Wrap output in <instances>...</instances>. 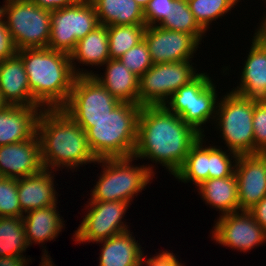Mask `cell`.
<instances>
[{
  "label": "cell",
  "mask_w": 266,
  "mask_h": 266,
  "mask_svg": "<svg viewBox=\"0 0 266 266\" xmlns=\"http://www.w3.org/2000/svg\"><path fill=\"white\" fill-rule=\"evenodd\" d=\"M202 135L163 105L142 106L133 158L149 159L173 176Z\"/></svg>",
  "instance_id": "cell-1"
},
{
  "label": "cell",
  "mask_w": 266,
  "mask_h": 266,
  "mask_svg": "<svg viewBox=\"0 0 266 266\" xmlns=\"http://www.w3.org/2000/svg\"><path fill=\"white\" fill-rule=\"evenodd\" d=\"M36 134L44 169H74L98 159L91 151L86 133L65 111L43 109L38 117ZM56 167V168H55Z\"/></svg>",
  "instance_id": "cell-2"
},
{
  "label": "cell",
  "mask_w": 266,
  "mask_h": 266,
  "mask_svg": "<svg viewBox=\"0 0 266 266\" xmlns=\"http://www.w3.org/2000/svg\"><path fill=\"white\" fill-rule=\"evenodd\" d=\"M17 54L23 60L33 99L43 109L62 108L77 77L70 55L47 47L21 49Z\"/></svg>",
  "instance_id": "cell-3"
},
{
  "label": "cell",
  "mask_w": 266,
  "mask_h": 266,
  "mask_svg": "<svg viewBox=\"0 0 266 266\" xmlns=\"http://www.w3.org/2000/svg\"><path fill=\"white\" fill-rule=\"evenodd\" d=\"M141 108L138 104L120 102L102 120L75 122L85 131L97 159L128 158L135 149Z\"/></svg>",
  "instance_id": "cell-4"
},
{
  "label": "cell",
  "mask_w": 266,
  "mask_h": 266,
  "mask_svg": "<svg viewBox=\"0 0 266 266\" xmlns=\"http://www.w3.org/2000/svg\"><path fill=\"white\" fill-rule=\"evenodd\" d=\"M133 157L103 158L102 174L92 189L90 201H124L131 203L154 177V169L147 165H132ZM153 176V177H152Z\"/></svg>",
  "instance_id": "cell-5"
},
{
  "label": "cell",
  "mask_w": 266,
  "mask_h": 266,
  "mask_svg": "<svg viewBox=\"0 0 266 266\" xmlns=\"http://www.w3.org/2000/svg\"><path fill=\"white\" fill-rule=\"evenodd\" d=\"M227 94V95H226ZM218 101L214 120L228 151L239 155L254 154L252 126L254 99L244 98L232 91Z\"/></svg>",
  "instance_id": "cell-6"
},
{
  "label": "cell",
  "mask_w": 266,
  "mask_h": 266,
  "mask_svg": "<svg viewBox=\"0 0 266 266\" xmlns=\"http://www.w3.org/2000/svg\"><path fill=\"white\" fill-rule=\"evenodd\" d=\"M212 80L207 73L201 72L190 83L180 87L163 105L202 136H205L202 125L215 119L219 101Z\"/></svg>",
  "instance_id": "cell-7"
},
{
  "label": "cell",
  "mask_w": 266,
  "mask_h": 266,
  "mask_svg": "<svg viewBox=\"0 0 266 266\" xmlns=\"http://www.w3.org/2000/svg\"><path fill=\"white\" fill-rule=\"evenodd\" d=\"M0 7L17 50L48 47L51 11L30 0H5Z\"/></svg>",
  "instance_id": "cell-8"
},
{
  "label": "cell",
  "mask_w": 266,
  "mask_h": 266,
  "mask_svg": "<svg viewBox=\"0 0 266 266\" xmlns=\"http://www.w3.org/2000/svg\"><path fill=\"white\" fill-rule=\"evenodd\" d=\"M48 49L70 54L77 41L98 27L96 9L90 0L51 11Z\"/></svg>",
  "instance_id": "cell-9"
},
{
  "label": "cell",
  "mask_w": 266,
  "mask_h": 266,
  "mask_svg": "<svg viewBox=\"0 0 266 266\" xmlns=\"http://www.w3.org/2000/svg\"><path fill=\"white\" fill-rule=\"evenodd\" d=\"M192 60L153 64L139 78L138 105L160 106L180 87L190 83L200 73Z\"/></svg>",
  "instance_id": "cell-10"
},
{
  "label": "cell",
  "mask_w": 266,
  "mask_h": 266,
  "mask_svg": "<svg viewBox=\"0 0 266 266\" xmlns=\"http://www.w3.org/2000/svg\"><path fill=\"white\" fill-rule=\"evenodd\" d=\"M120 102L93 75H81L75 78L69 99L61 109L74 121H98Z\"/></svg>",
  "instance_id": "cell-11"
},
{
  "label": "cell",
  "mask_w": 266,
  "mask_h": 266,
  "mask_svg": "<svg viewBox=\"0 0 266 266\" xmlns=\"http://www.w3.org/2000/svg\"><path fill=\"white\" fill-rule=\"evenodd\" d=\"M88 202L85 207L88 206L87 214L74 233L75 242L94 243L129 230L128 225L122 220L131 203L124 201Z\"/></svg>",
  "instance_id": "cell-12"
},
{
  "label": "cell",
  "mask_w": 266,
  "mask_h": 266,
  "mask_svg": "<svg viewBox=\"0 0 266 266\" xmlns=\"http://www.w3.org/2000/svg\"><path fill=\"white\" fill-rule=\"evenodd\" d=\"M212 230V239L218 244L248 252L265 243L266 232L248 211L219 215Z\"/></svg>",
  "instance_id": "cell-13"
},
{
  "label": "cell",
  "mask_w": 266,
  "mask_h": 266,
  "mask_svg": "<svg viewBox=\"0 0 266 266\" xmlns=\"http://www.w3.org/2000/svg\"><path fill=\"white\" fill-rule=\"evenodd\" d=\"M153 64L191 60L199 43L191 34L147 26L144 32Z\"/></svg>",
  "instance_id": "cell-14"
},
{
  "label": "cell",
  "mask_w": 266,
  "mask_h": 266,
  "mask_svg": "<svg viewBox=\"0 0 266 266\" xmlns=\"http://www.w3.org/2000/svg\"><path fill=\"white\" fill-rule=\"evenodd\" d=\"M43 169L37 134L22 142L0 146V177L24 178Z\"/></svg>",
  "instance_id": "cell-15"
},
{
  "label": "cell",
  "mask_w": 266,
  "mask_h": 266,
  "mask_svg": "<svg viewBox=\"0 0 266 266\" xmlns=\"http://www.w3.org/2000/svg\"><path fill=\"white\" fill-rule=\"evenodd\" d=\"M235 164L239 211H248L266 196V165L257 154L239 155Z\"/></svg>",
  "instance_id": "cell-16"
},
{
  "label": "cell",
  "mask_w": 266,
  "mask_h": 266,
  "mask_svg": "<svg viewBox=\"0 0 266 266\" xmlns=\"http://www.w3.org/2000/svg\"><path fill=\"white\" fill-rule=\"evenodd\" d=\"M42 110L41 106L8 105L0 111V146L31 139Z\"/></svg>",
  "instance_id": "cell-17"
},
{
  "label": "cell",
  "mask_w": 266,
  "mask_h": 266,
  "mask_svg": "<svg viewBox=\"0 0 266 266\" xmlns=\"http://www.w3.org/2000/svg\"><path fill=\"white\" fill-rule=\"evenodd\" d=\"M53 171L42 169L39 173L17 179L18 198L22 213L57 204Z\"/></svg>",
  "instance_id": "cell-18"
},
{
  "label": "cell",
  "mask_w": 266,
  "mask_h": 266,
  "mask_svg": "<svg viewBox=\"0 0 266 266\" xmlns=\"http://www.w3.org/2000/svg\"><path fill=\"white\" fill-rule=\"evenodd\" d=\"M251 43L239 86L231 91L244 98L266 100V48L254 37Z\"/></svg>",
  "instance_id": "cell-19"
},
{
  "label": "cell",
  "mask_w": 266,
  "mask_h": 266,
  "mask_svg": "<svg viewBox=\"0 0 266 266\" xmlns=\"http://www.w3.org/2000/svg\"><path fill=\"white\" fill-rule=\"evenodd\" d=\"M0 92L9 105L40 106L32 97L25 66L18 54L0 63Z\"/></svg>",
  "instance_id": "cell-20"
},
{
  "label": "cell",
  "mask_w": 266,
  "mask_h": 266,
  "mask_svg": "<svg viewBox=\"0 0 266 266\" xmlns=\"http://www.w3.org/2000/svg\"><path fill=\"white\" fill-rule=\"evenodd\" d=\"M69 55L72 68L77 76L93 75L92 70L88 72L86 69L76 68L74 61L85 66H103L110 59L107 26L99 25L83 39L77 41L74 50Z\"/></svg>",
  "instance_id": "cell-21"
},
{
  "label": "cell",
  "mask_w": 266,
  "mask_h": 266,
  "mask_svg": "<svg viewBox=\"0 0 266 266\" xmlns=\"http://www.w3.org/2000/svg\"><path fill=\"white\" fill-rule=\"evenodd\" d=\"M132 233L127 230L96 242L103 244L98 266H140L142 256L145 255Z\"/></svg>",
  "instance_id": "cell-22"
},
{
  "label": "cell",
  "mask_w": 266,
  "mask_h": 266,
  "mask_svg": "<svg viewBox=\"0 0 266 266\" xmlns=\"http://www.w3.org/2000/svg\"><path fill=\"white\" fill-rule=\"evenodd\" d=\"M104 65V75L94 73L93 77L121 102L138 104L139 77L127 69L119 59H109Z\"/></svg>",
  "instance_id": "cell-23"
},
{
  "label": "cell",
  "mask_w": 266,
  "mask_h": 266,
  "mask_svg": "<svg viewBox=\"0 0 266 266\" xmlns=\"http://www.w3.org/2000/svg\"><path fill=\"white\" fill-rule=\"evenodd\" d=\"M57 204L29 211L23 216L28 245L45 243L57 238L65 227L64 219L59 216ZM27 214V215H26ZM33 241V242H32Z\"/></svg>",
  "instance_id": "cell-24"
},
{
  "label": "cell",
  "mask_w": 266,
  "mask_h": 266,
  "mask_svg": "<svg viewBox=\"0 0 266 266\" xmlns=\"http://www.w3.org/2000/svg\"><path fill=\"white\" fill-rule=\"evenodd\" d=\"M206 204L221 211V215L239 211L237 179L235 173L226 178H212L197 186Z\"/></svg>",
  "instance_id": "cell-25"
},
{
  "label": "cell",
  "mask_w": 266,
  "mask_h": 266,
  "mask_svg": "<svg viewBox=\"0 0 266 266\" xmlns=\"http://www.w3.org/2000/svg\"><path fill=\"white\" fill-rule=\"evenodd\" d=\"M100 25H145L144 9L135 0H90Z\"/></svg>",
  "instance_id": "cell-26"
},
{
  "label": "cell",
  "mask_w": 266,
  "mask_h": 266,
  "mask_svg": "<svg viewBox=\"0 0 266 266\" xmlns=\"http://www.w3.org/2000/svg\"><path fill=\"white\" fill-rule=\"evenodd\" d=\"M204 137L201 136L189 150L184 163L174 174L177 180L183 183H194L196 187L208 180L209 146H203Z\"/></svg>",
  "instance_id": "cell-27"
},
{
  "label": "cell",
  "mask_w": 266,
  "mask_h": 266,
  "mask_svg": "<svg viewBox=\"0 0 266 266\" xmlns=\"http://www.w3.org/2000/svg\"><path fill=\"white\" fill-rule=\"evenodd\" d=\"M28 247L23 217H0V257L24 256Z\"/></svg>",
  "instance_id": "cell-28"
},
{
  "label": "cell",
  "mask_w": 266,
  "mask_h": 266,
  "mask_svg": "<svg viewBox=\"0 0 266 266\" xmlns=\"http://www.w3.org/2000/svg\"><path fill=\"white\" fill-rule=\"evenodd\" d=\"M159 26L191 34L199 43L206 33L194 19L187 0H172L169 15Z\"/></svg>",
  "instance_id": "cell-29"
},
{
  "label": "cell",
  "mask_w": 266,
  "mask_h": 266,
  "mask_svg": "<svg viewBox=\"0 0 266 266\" xmlns=\"http://www.w3.org/2000/svg\"><path fill=\"white\" fill-rule=\"evenodd\" d=\"M108 29L110 59H118L144 38L145 25H110Z\"/></svg>",
  "instance_id": "cell-30"
},
{
  "label": "cell",
  "mask_w": 266,
  "mask_h": 266,
  "mask_svg": "<svg viewBox=\"0 0 266 266\" xmlns=\"http://www.w3.org/2000/svg\"><path fill=\"white\" fill-rule=\"evenodd\" d=\"M194 19L207 32L212 21L231 11L236 5L232 0H187Z\"/></svg>",
  "instance_id": "cell-31"
},
{
  "label": "cell",
  "mask_w": 266,
  "mask_h": 266,
  "mask_svg": "<svg viewBox=\"0 0 266 266\" xmlns=\"http://www.w3.org/2000/svg\"><path fill=\"white\" fill-rule=\"evenodd\" d=\"M237 158L238 155L234 152L223 151L222 148L216 146H209L208 179L232 176L235 173Z\"/></svg>",
  "instance_id": "cell-32"
},
{
  "label": "cell",
  "mask_w": 266,
  "mask_h": 266,
  "mask_svg": "<svg viewBox=\"0 0 266 266\" xmlns=\"http://www.w3.org/2000/svg\"><path fill=\"white\" fill-rule=\"evenodd\" d=\"M17 179L0 177V217H23Z\"/></svg>",
  "instance_id": "cell-33"
},
{
  "label": "cell",
  "mask_w": 266,
  "mask_h": 266,
  "mask_svg": "<svg viewBox=\"0 0 266 266\" xmlns=\"http://www.w3.org/2000/svg\"><path fill=\"white\" fill-rule=\"evenodd\" d=\"M118 59L139 78L153 66V61L144 39Z\"/></svg>",
  "instance_id": "cell-34"
},
{
  "label": "cell",
  "mask_w": 266,
  "mask_h": 266,
  "mask_svg": "<svg viewBox=\"0 0 266 266\" xmlns=\"http://www.w3.org/2000/svg\"><path fill=\"white\" fill-rule=\"evenodd\" d=\"M254 154L266 148V100L254 99Z\"/></svg>",
  "instance_id": "cell-35"
},
{
  "label": "cell",
  "mask_w": 266,
  "mask_h": 266,
  "mask_svg": "<svg viewBox=\"0 0 266 266\" xmlns=\"http://www.w3.org/2000/svg\"><path fill=\"white\" fill-rule=\"evenodd\" d=\"M172 0H150L144 9L145 26H159L169 15Z\"/></svg>",
  "instance_id": "cell-36"
},
{
  "label": "cell",
  "mask_w": 266,
  "mask_h": 266,
  "mask_svg": "<svg viewBox=\"0 0 266 266\" xmlns=\"http://www.w3.org/2000/svg\"><path fill=\"white\" fill-rule=\"evenodd\" d=\"M18 52L4 18L0 15V63Z\"/></svg>",
  "instance_id": "cell-37"
},
{
  "label": "cell",
  "mask_w": 266,
  "mask_h": 266,
  "mask_svg": "<svg viewBox=\"0 0 266 266\" xmlns=\"http://www.w3.org/2000/svg\"><path fill=\"white\" fill-rule=\"evenodd\" d=\"M184 266L182 262L176 258V255L165 250L152 256L151 258L145 259L142 256L140 266Z\"/></svg>",
  "instance_id": "cell-38"
},
{
  "label": "cell",
  "mask_w": 266,
  "mask_h": 266,
  "mask_svg": "<svg viewBox=\"0 0 266 266\" xmlns=\"http://www.w3.org/2000/svg\"><path fill=\"white\" fill-rule=\"evenodd\" d=\"M37 6L50 11L68 7L81 2L82 0H30Z\"/></svg>",
  "instance_id": "cell-39"
},
{
  "label": "cell",
  "mask_w": 266,
  "mask_h": 266,
  "mask_svg": "<svg viewBox=\"0 0 266 266\" xmlns=\"http://www.w3.org/2000/svg\"><path fill=\"white\" fill-rule=\"evenodd\" d=\"M248 212L266 232V196L249 209Z\"/></svg>",
  "instance_id": "cell-40"
},
{
  "label": "cell",
  "mask_w": 266,
  "mask_h": 266,
  "mask_svg": "<svg viewBox=\"0 0 266 266\" xmlns=\"http://www.w3.org/2000/svg\"><path fill=\"white\" fill-rule=\"evenodd\" d=\"M29 260L25 256H4L0 257V266H27Z\"/></svg>",
  "instance_id": "cell-41"
},
{
  "label": "cell",
  "mask_w": 266,
  "mask_h": 266,
  "mask_svg": "<svg viewBox=\"0 0 266 266\" xmlns=\"http://www.w3.org/2000/svg\"><path fill=\"white\" fill-rule=\"evenodd\" d=\"M262 18L263 20L258 29L255 30L256 32L253 37L266 48V16Z\"/></svg>",
  "instance_id": "cell-42"
},
{
  "label": "cell",
  "mask_w": 266,
  "mask_h": 266,
  "mask_svg": "<svg viewBox=\"0 0 266 266\" xmlns=\"http://www.w3.org/2000/svg\"><path fill=\"white\" fill-rule=\"evenodd\" d=\"M43 256L41 257V262H40V266H55V264L53 263L50 255H48V251H46V249H44ZM46 253V254H45Z\"/></svg>",
  "instance_id": "cell-43"
},
{
  "label": "cell",
  "mask_w": 266,
  "mask_h": 266,
  "mask_svg": "<svg viewBox=\"0 0 266 266\" xmlns=\"http://www.w3.org/2000/svg\"><path fill=\"white\" fill-rule=\"evenodd\" d=\"M256 154L262 159V161H263V162L265 163V165H266V148H264V149L258 151Z\"/></svg>",
  "instance_id": "cell-44"
},
{
  "label": "cell",
  "mask_w": 266,
  "mask_h": 266,
  "mask_svg": "<svg viewBox=\"0 0 266 266\" xmlns=\"http://www.w3.org/2000/svg\"><path fill=\"white\" fill-rule=\"evenodd\" d=\"M9 104L4 100L3 95L0 92V111L5 109Z\"/></svg>",
  "instance_id": "cell-45"
},
{
  "label": "cell",
  "mask_w": 266,
  "mask_h": 266,
  "mask_svg": "<svg viewBox=\"0 0 266 266\" xmlns=\"http://www.w3.org/2000/svg\"><path fill=\"white\" fill-rule=\"evenodd\" d=\"M137 4H139L143 9L148 5L150 0H135Z\"/></svg>",
  "instance_id": "cell-46"
},
{
  "label": "cell",
  "mask_w": 266,
  "mask_h": 266,
  "mask_svg": "<svg viewBox=\"0 0 266 266\" xmlns=\"http://www.w3.org/2000/svg\"><path fill=\"white\" fill-rule=\"evenodd\" d=\"M236 5L240 2V0H232Z\"/></svg>",
  "instance_id": "cell-47"
}]
</instances>
